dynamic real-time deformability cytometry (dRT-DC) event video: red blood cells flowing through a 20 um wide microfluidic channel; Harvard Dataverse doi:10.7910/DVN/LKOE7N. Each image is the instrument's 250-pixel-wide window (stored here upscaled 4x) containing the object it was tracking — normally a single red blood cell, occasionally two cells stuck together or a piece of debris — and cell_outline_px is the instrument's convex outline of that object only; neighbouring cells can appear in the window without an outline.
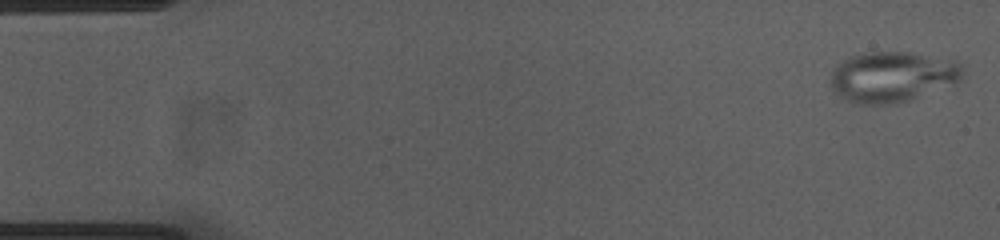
{"species": "common noctule bat (a hibernating species)", "species_latin": "Nyctalus noctula", "temperature_condition": "cold", "stored_images_in_passage": 53, "camera_frame_rate_fps": 3000, "um_per_image_px": 0.085, "animal": {"sex": "female", "body_mass_g": 23.0, "forearm_length_mm": 53.4}, "frame": {"image": 1, "passage_image": 1, "time_ms": 0.0, "image_size_px": [1000, 240], "cell_outline_px": [[964, 72], [960, 80], [908, 100], [892, 104], [860, 104], [848, 100], [840, 96], [832, 88], [832, 68], [836, 64], [848, 56], [864, 52], [912, 52], [956, 60], [964, 68]], "centroid_in_image_um": [75.83, 6.49], "position_along_channel_um": 9.2, "area_um2": 38.78}}
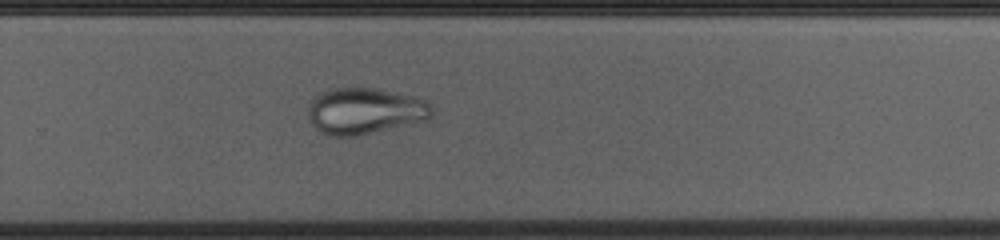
{"frame": {"image": 2, "passage_image": 35, "time_ms": 11.333, "image_size_px": [1000, 240], "cell_outline_px": [[432, 116], [428, 120], [356, 136], [332, 136], [320, 132], [308, 120], [308, 108], [312, 100], [320, 92], [332, 88], [376, 88], [412, 96], [424, 100], [432, 108]], "centroid_in_image_um": [30.99, 9.44], "position_along_channel_um": 298.8, "area_um2": 33.35}}
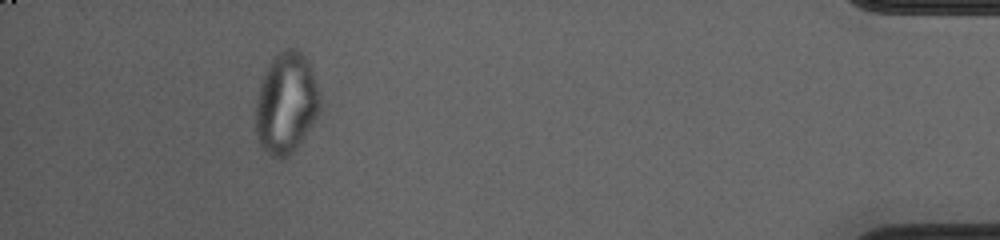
{"frame": {"image": 3, "passage_image": 49, "time_ms": 16.0, "image_size_px": [1000, 240], "cell_outline_px": [[320, 112], [296, 148], [284, 160], [280, 160], [264, 152], [256, 136], [256, 96], [260, 84], [268, 64], [284, 48], [296, 48], [308, 60], [312, 68], [320, 92]], "centroid_in_image_um": [24.33, 8.78], "position_along_channel_um": 410.9, "area_um2": 38.21}}